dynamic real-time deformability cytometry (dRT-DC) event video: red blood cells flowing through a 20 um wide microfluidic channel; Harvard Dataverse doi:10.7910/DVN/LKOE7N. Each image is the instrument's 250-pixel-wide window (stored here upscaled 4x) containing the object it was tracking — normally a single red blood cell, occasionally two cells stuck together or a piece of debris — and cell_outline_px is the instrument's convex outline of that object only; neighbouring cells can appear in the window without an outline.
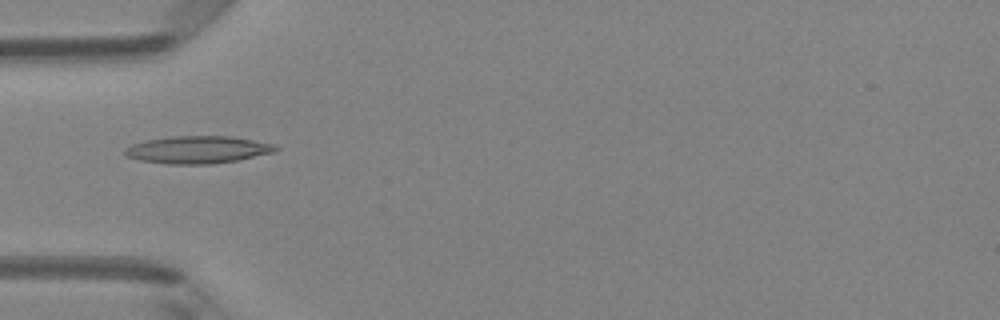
{"species": "Egyptian fruit bat (a non-hibernating species)", "species_latin": "Rousettus aegyptiacus", "temperature_condition": "room temperature", "stored_images_in_passage": 4, "camera_frame_rate_fps": 3000, "um_per_image_px": 0.085, "animal": {"sex": "female"}, "frame": {"image": 1, "passage_image": 4, "time_ms": 1.0, "image_size_px": [1000, 320], "cell_outline_px": [[280, 148], [276, 152], [236, 160], [212, 164], [168, 164], [140, 160], [128, 156], [124, 152], [124, 148], [132, 144], [144, 140], [172, 136], [232, 136], [276, 144]], "centroid_in_image_um": [16.84, 12.71], "position_along_channel_um": 68.2, "area_um2": 24.22}}